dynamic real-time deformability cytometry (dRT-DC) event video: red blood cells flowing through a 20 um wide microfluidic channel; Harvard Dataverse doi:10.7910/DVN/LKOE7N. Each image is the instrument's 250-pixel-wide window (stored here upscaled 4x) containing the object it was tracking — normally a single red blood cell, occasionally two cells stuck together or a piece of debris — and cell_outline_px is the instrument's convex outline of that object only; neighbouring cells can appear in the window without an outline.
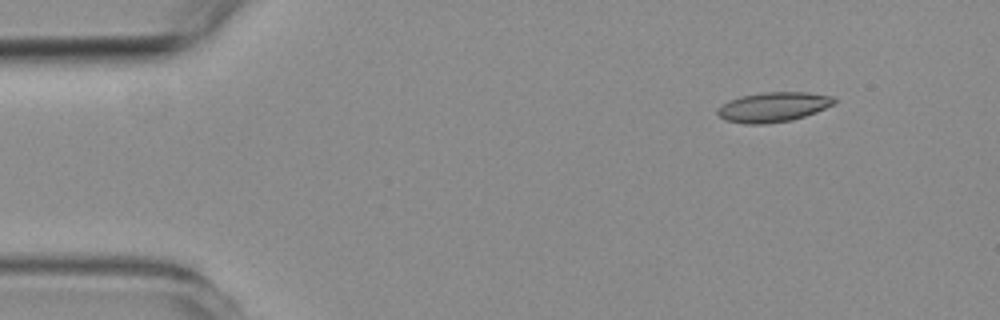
{"species": "common noctule bat (a hibernating species)", "species_latin": "Nyctalus noctula", "temperature_condition": "room temperature", "stored_images_in_passage": 4, "camera_frame_rate_fps": 3000, "um_per_image_px": 0.085, "animal": {"sex": "female", "body_mass_g": 19.3, "forearm_length_mm": 54.1}, "frame": {"image": 1, "passage_image": 1, "time_ms": 0.0, "image_size_px": [1000, 320], "cell_outline_px": [[836, 100], [832, 104], [816, 112], [792, 120], [764, 124], [744, 124], [724, 120], [716, 112], [716, 108], [728, 100], [740, 96], [764, 92], [808, 92], [832, 96]], "centroid_in_image_um": [65.67, 9.1], "position_along_channel_um": 19.3, "area_um2": 20.29}}
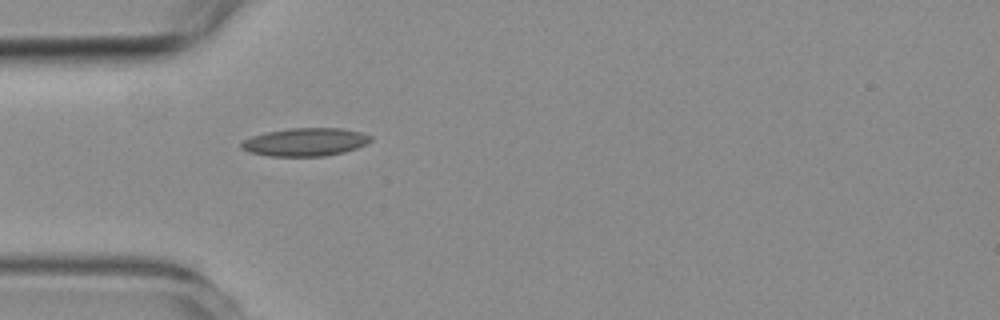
{"frame": {"image": 2, "passage_image": 4, "time_ms": 3.333, "image_size_px": [1000, 320], "cell_outline_px": [[372, 140], [368, 144], [344, 152], [324, 156], [268, 156], [248, 152], [240, 148], [240, 144], [244, 140], [252, 136], [268, 132], [288, 128], [340, 128], [360, 132], [372, 136]], "centroid_in_image_um": [25.95, 12.07], "position_along_channel_um": 59.0, "area_um2": 21.21}}